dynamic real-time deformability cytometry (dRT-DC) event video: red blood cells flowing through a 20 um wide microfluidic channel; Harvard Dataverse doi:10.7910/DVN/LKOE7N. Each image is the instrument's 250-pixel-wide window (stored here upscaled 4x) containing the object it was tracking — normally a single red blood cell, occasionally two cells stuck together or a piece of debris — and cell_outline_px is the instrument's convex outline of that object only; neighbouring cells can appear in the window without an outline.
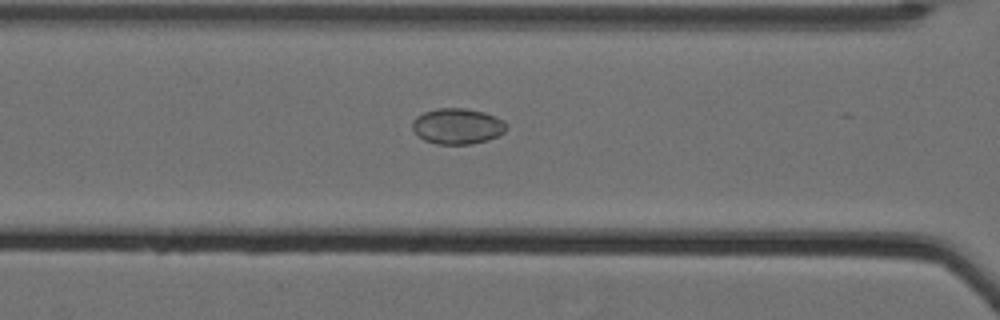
{"species": "Egyptian fruit bat (a non-hibernating species)", "species_latin": "Rousettus aegyptiacus", "temperature_condition": "cold", "stored_images_in_passage": 23, "camera_frame_rate_fps": 3000, "um_per_image_px": 0.085, "animal": {"sex": "female"}, "frame": {"image": 1, "passage_image": 19, "time_ms": 6.0, "image_size_px": [1000, 320], "cell_outline_px": [[508, 128], [504, 132], [488, 140], [472, 144], [436, 144], [424, 140], [412, 128], [412, 120], [416, 116], [424, 112], [436, 108], [464, 108], [484, 112], [496, 116], [504, 120]], "centroid_in_image_um": [38.89, 10.72], "position_along_channel_um": 127.7, "area_um2": 19.71}}
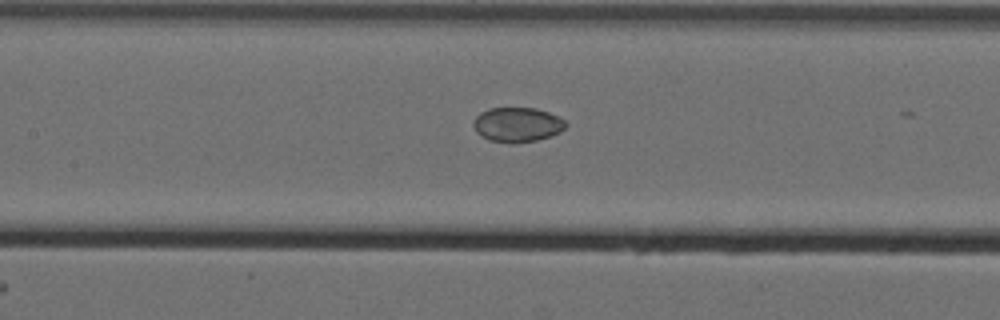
{"frame": {"image": 2, "passage_image": 22, "time_ms": 7.0, "image_size_px": [1000, 320], "cell_outline_px": [[568, 124], [560, 132], [536, 140], [512, 144], [488, 140], [476, 132], [472, 124], [476, 116], [480, 112], [488, 108], [536, 108], [560, 116]], "centroid_in_image_um": [43.96, 10.59], "position_along_channel_um": 163.4, "area_um2": 18.79}}